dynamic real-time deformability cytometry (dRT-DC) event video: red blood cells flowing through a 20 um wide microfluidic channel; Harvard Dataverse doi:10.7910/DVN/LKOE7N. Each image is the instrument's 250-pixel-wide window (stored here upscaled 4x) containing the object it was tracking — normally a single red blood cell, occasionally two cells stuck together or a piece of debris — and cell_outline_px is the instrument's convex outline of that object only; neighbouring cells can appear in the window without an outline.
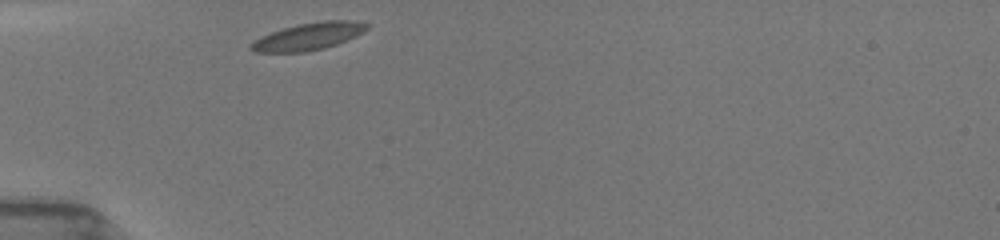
{"species": "common noctule bat (a hibernating species)", "species_latin": "Nyctalus noctula", "temperature_condition": "room temperature", "stored_images_in_passage": 21, "camera_frame_rate_fps": 3000, "um_per_image_px": 0.085, "animal": {"sex": "female", "body_mass_g": 19.5, "forearm_length_mm": 54.1}, "frame": {"image": 1, "passage_image": 1, "time_ms": 0.0, "image_size_px": [1000, 240], "cell_outline_px": [[368, 28], [356, 36], [336, 44], [324, 48], [304, 52], [256, 52], [248, 48], [260, 36], [284, 28], [300, 24], [324, 20], [348, 20], [368, 24]], "centroid_in_image_um": [26.22, 3.1], "position_along_channel_um": 58.8, "area_um2": 18.03}}
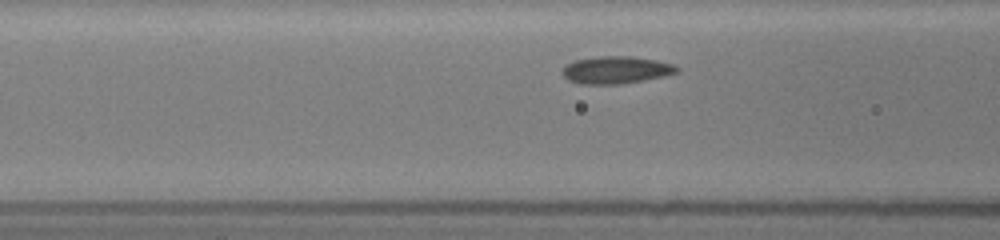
{"frame": {"image": 2, "passage_image": 13, "time_ms": 1.667, "image_size_px": [1000, 240], "cell_outline_px": [[680, 68], [676, 72], [644, 80], [620, 84], [580, 84], [568, 80], [560, 72], [568, 64], [576, 60], [600, 56], [632, 56], [656, 60], [672, 64]], "centroid_in_image_um": [52.33, 5.94], "position_along_channel_um": 114.3, "area_um2": 18.03}}
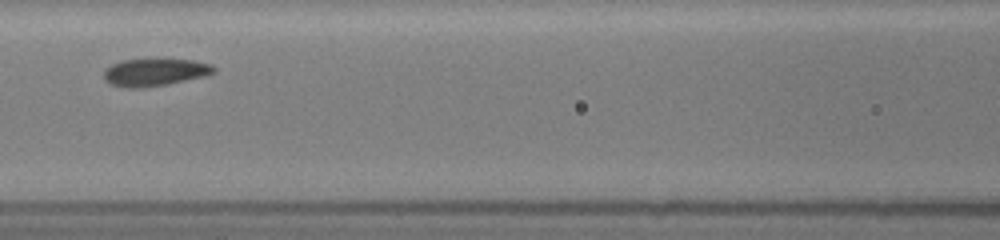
{"frame": {"image": 3, "passage_image": 20, "time_ms": 2.667, "image_size_px": [1000, 240], "cell_outline_px": [[216, 72], [168, 84], [144, 88], [128, 88], [112, 84], [104, 80], [104, 72], [112, 64], [124, 60], [148, 56], [164, 56], [192, 60], [212, 64], [216, 68]], "centroid_in_image_um": [13.17, 6.07], "position_along_channel_um": 153.4, "area_um2": 18.38}}